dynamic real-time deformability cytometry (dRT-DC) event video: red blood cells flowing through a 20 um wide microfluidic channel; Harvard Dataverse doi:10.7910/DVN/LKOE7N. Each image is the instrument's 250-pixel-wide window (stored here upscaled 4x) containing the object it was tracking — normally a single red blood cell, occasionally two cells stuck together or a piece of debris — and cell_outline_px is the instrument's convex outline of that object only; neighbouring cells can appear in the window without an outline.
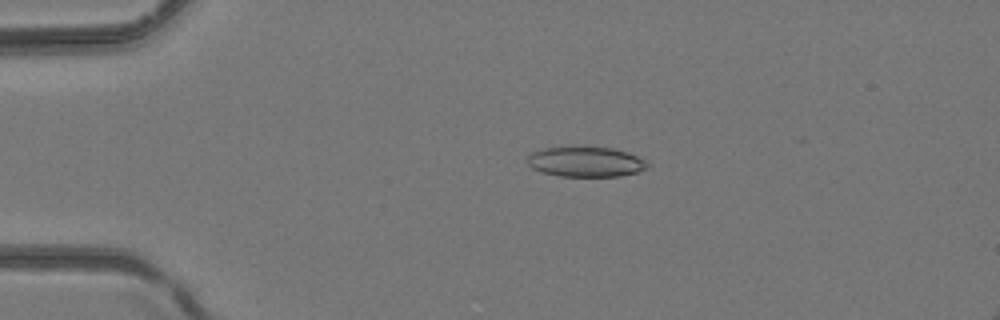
{"species": "common noctule bat (a hibernating species)", "species_latin": "Nyctalus noctula", "temperature_condition": "room temperature", "stored_images_in_passage": 3, "camera_frame_rate_fps": 3000, "um_per_image_px": 0.085, "animal": {"sex": "female", "body_mass_g": 24.6, "forearm_length_mm": 56.2}, "frame": {"image": 1, "passage_image": 1, "time_ms": 0.0, "image_size_px": [1000, 320], "cell_outline_px": [[648, 168], [636, 172], [620, 176], [560, 176], [544, 172], [532, 168], [528, 164], [528, 156], [532, 152], [544, 148], [572, 144], [612, 148], [628, 152], [644, 160], [648, 164]], "centroid_in_image_um": [49.76, 13.71], "position_along_channel_um": 35.2, "area_um2": 21.56}}